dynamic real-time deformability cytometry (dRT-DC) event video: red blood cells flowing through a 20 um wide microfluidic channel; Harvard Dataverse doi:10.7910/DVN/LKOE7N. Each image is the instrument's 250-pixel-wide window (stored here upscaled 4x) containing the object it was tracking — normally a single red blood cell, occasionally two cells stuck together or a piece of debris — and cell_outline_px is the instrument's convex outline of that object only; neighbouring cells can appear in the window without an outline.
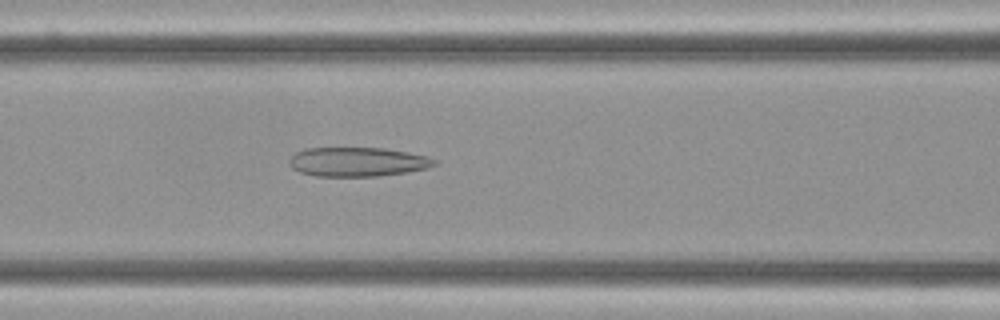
{"species": "Egyptian fruit bat (a non-hibernating species)", "species_latin": "Rousettus aegyptiacus", "temperature_condition": "cold", "stored_images_in_passage": 4, "camera_frame_rate_fps": 3000, "um_per_image_px": 0.085, "frame": {"image": 1, "passage_image": 4, "time_ms": 1.0, "image_size_px": [1000, 320], "cell_outline_px": [[436, 164], [428, 168], [404, 172], [376, 176], [316, 176], [300, 172], [292, 168], [288, 160], [296, 152], [304, 148], [384, 148], [408, 152], [428, 156], [436, 160]], "centroid_in_image_um": [30.38, 13.75], "position_along_channel_um": 136.2, "area_um2": 24.62}}